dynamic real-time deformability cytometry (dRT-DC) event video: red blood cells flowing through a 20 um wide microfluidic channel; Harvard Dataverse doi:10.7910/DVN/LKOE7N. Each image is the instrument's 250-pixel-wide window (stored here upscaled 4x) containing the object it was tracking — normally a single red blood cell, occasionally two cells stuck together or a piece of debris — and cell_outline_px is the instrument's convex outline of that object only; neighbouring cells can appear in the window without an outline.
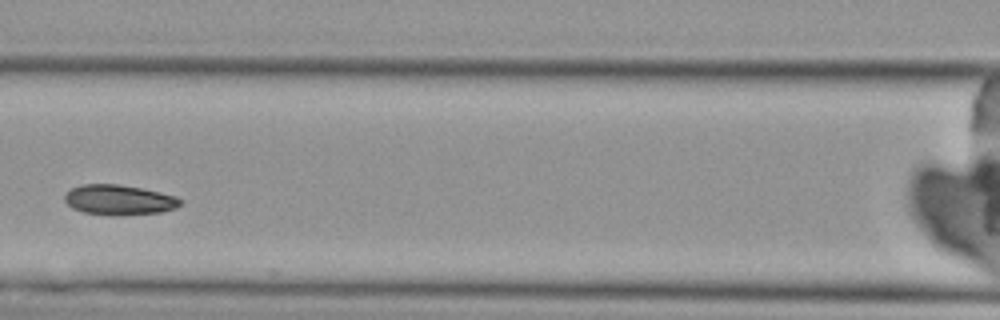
{"species": "Egyptian fruit bat (a non-hibernating species)", "species_latin": "Rousettus aegyptiacus", "temperature_condition": "cold", "stored_images_in_passage": 3, "camera_frame_rate_fps": 3000, "um_per_image_px": 0.085, "animal": {"sex": "female"}, "frame": {"image": 1, "passage_image": 3, "time_ms": 2.333, "image_size_px": [1000, 320], "cell_outline_px": [[184, 200], [176, 208], [160, 212], [116, 216], [112, 216], [84, 212], [72, 208], [64, 200], [64, 196], [72, 188], [80, 184], [120, 184], [160, 192], [176, 196]], "centroid_in_image_um": [10.13, 16.99], "position_along_channel_um": 156.5, "area_um2": 20.4}}